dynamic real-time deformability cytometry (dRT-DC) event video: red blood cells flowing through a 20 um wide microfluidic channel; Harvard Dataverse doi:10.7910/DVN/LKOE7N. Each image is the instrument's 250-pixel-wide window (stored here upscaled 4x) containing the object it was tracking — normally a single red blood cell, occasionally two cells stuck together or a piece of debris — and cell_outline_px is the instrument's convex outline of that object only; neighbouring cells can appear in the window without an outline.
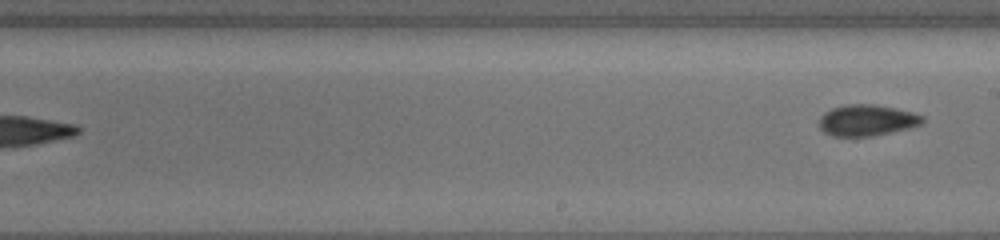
{"species": "common noctule bat (a hibernating species)", "species_latin": "Nyctalus noctula", "temperature_condition": "cold", "stored_images_in_passage": 25, "segment_of_instrument_passage": [2, 2], "camera_frame_rate_fps": 3000, "um_per_image_px": 0.085, "animal": {"sex": "female", "body_mass_g": 19.5, "forearm_length_mm": 54.1}, "frame": {"image": 1, "passage_image": 25, "time_ms": 12.333, "image_size_px": [1000, 240], "cell_outline_px": [[924, 120], [920, 124], [908, 128], [872, 136], [832, 136], [824, 132], [820, 128], [820, 116], [824, 112], [832, 108], [844, 104], [872, 104], [896, 108], [912, 112], [924, 116]], "centroid_in_image_um": [73.66, 10.21], "position_along_channel_um": 215.3, "area_um2": 18.73}}